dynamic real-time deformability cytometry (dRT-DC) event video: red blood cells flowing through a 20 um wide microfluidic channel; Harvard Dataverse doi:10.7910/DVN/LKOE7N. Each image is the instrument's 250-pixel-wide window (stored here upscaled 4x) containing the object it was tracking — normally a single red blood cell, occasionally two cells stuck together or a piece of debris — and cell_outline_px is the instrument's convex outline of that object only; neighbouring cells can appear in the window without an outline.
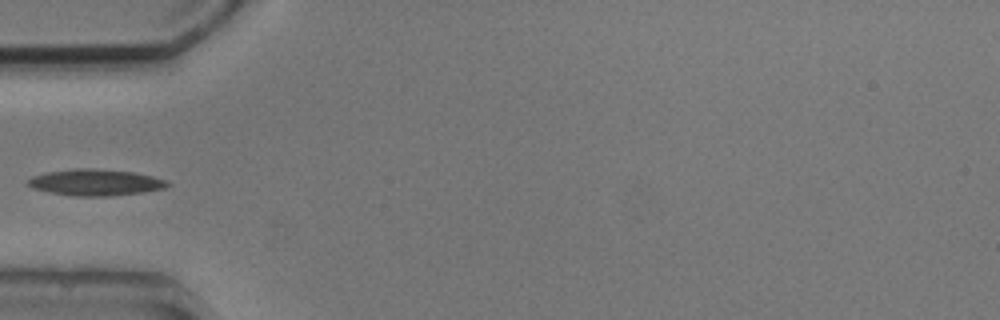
{"species": "common noctule bat (a hibernating species)", "species_latin": "Nyctalus noctula", "temperature_condition": "cold", "stored_images_in_passage": 5, "camera_frame_rate_fps": 3000, "um_per_image_px": 0.085, "animal": {"sex": "male", "body_mass_g": 20.5, "forearm_length_mm": 52.5}, "frame": {"image": 1, "passage_image": 5, "time_ms": 4.333, "image_size_px": [1000, 320], "cell_outline_px": [[172, 184], [164, 188], [144, 192], [112, 196], [72, 196], [48, 192], [32, 188], [28, 184], [28, 180], [32, 176], [48, 172], [76, 168], [92, 168], [132, 172], [152, 176], [168, 180]], "centroid_in_image_um": [8.14, 15.51], "position_along_channel_um": 76.9, "area_um2": 21.5}}